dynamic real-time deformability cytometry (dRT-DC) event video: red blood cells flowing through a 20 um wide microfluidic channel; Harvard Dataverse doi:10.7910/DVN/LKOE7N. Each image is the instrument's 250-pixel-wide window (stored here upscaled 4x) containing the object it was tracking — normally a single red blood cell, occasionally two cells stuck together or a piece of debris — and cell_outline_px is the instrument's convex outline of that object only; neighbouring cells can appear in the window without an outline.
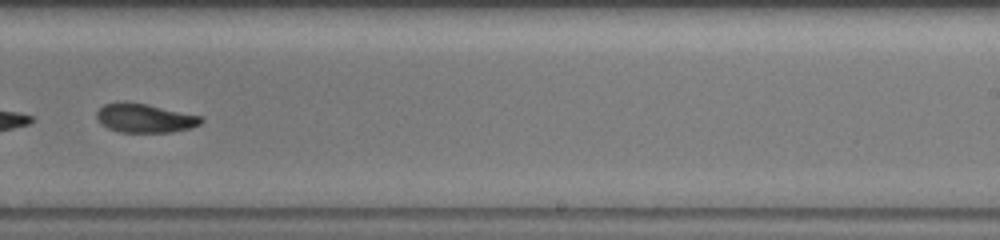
{"species": "common noctule bat (a hibernating species)", "species_latin": "Nyctalus noctula", "temperature_condition": "warm", "stored_images_in_passage": 28, "camera_frame_rate_fps": 3000, "um_per_image_px": 0.085, "animal": {"sex": "female", "body_mass_g": 19.5, "forearm_length_mm": 54.1}, "frame": {"image": 1, "passage_image": 12, "time_ms": 5.667, "image_size_px": [1000, 240], "cell_outline_px": [[204, 120], [200, 124], [192, 128], [172, 132], [120, 132], [108, 128], [100, 124], [96, 116], [96, 112], [104, 104], [124, 100], [148, 104], [204, 116]], "centroid_in_image_um": [12.32, 10.02], "position_along_channel_um": 276.7, "area_um2": 18.03}, "authors_computed_cell_mechanics": {"area_um2": 18.2648, "velocity_mm_per_s": 4.0224, "shape_relaxation_time_tau1_ms": 5.6164, "shape_relaxation_time_tau2_ms": 3.834, "deformation_change_tau1": 0.1834, "deformation_change_tau2": 0.0832}}